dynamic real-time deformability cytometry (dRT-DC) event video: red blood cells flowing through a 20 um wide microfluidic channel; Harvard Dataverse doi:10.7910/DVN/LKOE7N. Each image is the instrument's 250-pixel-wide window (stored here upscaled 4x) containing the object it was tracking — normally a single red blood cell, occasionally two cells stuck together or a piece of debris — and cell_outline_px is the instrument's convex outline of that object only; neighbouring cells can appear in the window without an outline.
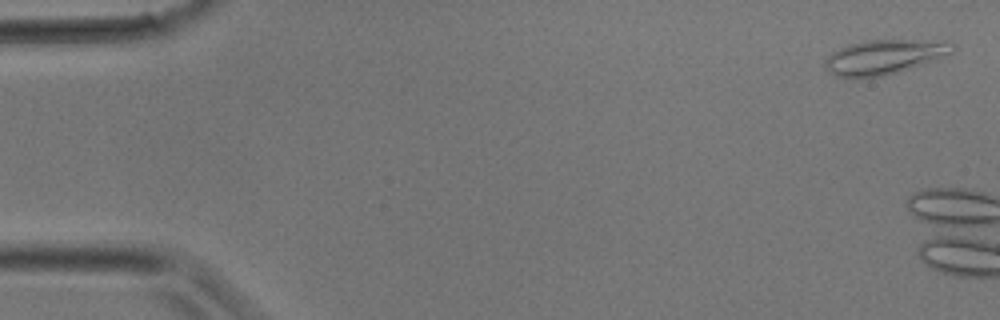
{"species": "common noctule bat (a hibernating species)", "species_latin": "Nyctalus noctula", "temperature_condition": "room temperature", "stored_images_in_passage": 3, "camera_frame_rate_fps": 3000, "um_per_image_px": 0.085, "animal": {"sex": "male", "body_mass_g": 17.9}, "frame": {"image": 1, "passage_image": 1, "time_ms": 0.0, "image_size_px": [1000, 320], "cell_outline_px": [[956, 48], [952, 52], [936, 60], [924, 64], [884, 76], [836, 76], [824, 64], [824, 60], [832, 52], [840, 48], [852, 44], [868, 40], [944, 40], [956, 44]], "centroid_in_image_um": [75.26, 4.81], "position_along_channel_um": 9.7, "area_um2": 25.37}}